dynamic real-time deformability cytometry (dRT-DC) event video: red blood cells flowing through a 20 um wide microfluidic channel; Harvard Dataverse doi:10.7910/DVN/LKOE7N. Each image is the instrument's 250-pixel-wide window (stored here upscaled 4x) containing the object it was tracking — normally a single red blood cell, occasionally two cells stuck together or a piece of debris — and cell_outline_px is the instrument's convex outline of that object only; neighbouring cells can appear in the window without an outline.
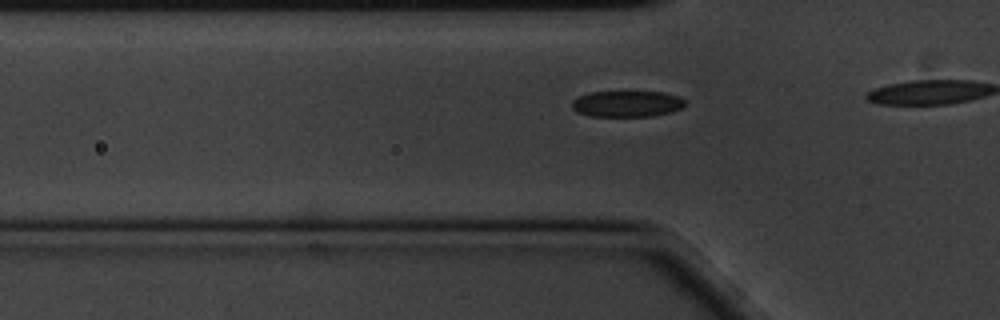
{"species": "common noctule bat (a hibernating species)", "species_latin": "Nyctalus noctula", "temperature_condition": "cold", "stored_images_in_passage": 18, "camera_frame_rate_fps": 3000, "um_per_image_px": 0.085, "animal": {"sex": "male", "body_mass_g": 20.1, "forearm_length_mm": 53.5}, "frame": {"image": 1, "passage_image": 15, "time_ms": 4.667, "image_size_px": [1000, 320], "cell_outline_px": [[684, 104], [680, 108], [672, 112], [652, 116], [592, 116], [576, 112], [572, 108], [572, 100], [580, 96], [592, 92], [664, 92], [680, 96], [684, 100]], "centroid_in_image_um": [53.29, 8.82], "position_along_channel_um": 72.5, "area_um2": 17.17}}